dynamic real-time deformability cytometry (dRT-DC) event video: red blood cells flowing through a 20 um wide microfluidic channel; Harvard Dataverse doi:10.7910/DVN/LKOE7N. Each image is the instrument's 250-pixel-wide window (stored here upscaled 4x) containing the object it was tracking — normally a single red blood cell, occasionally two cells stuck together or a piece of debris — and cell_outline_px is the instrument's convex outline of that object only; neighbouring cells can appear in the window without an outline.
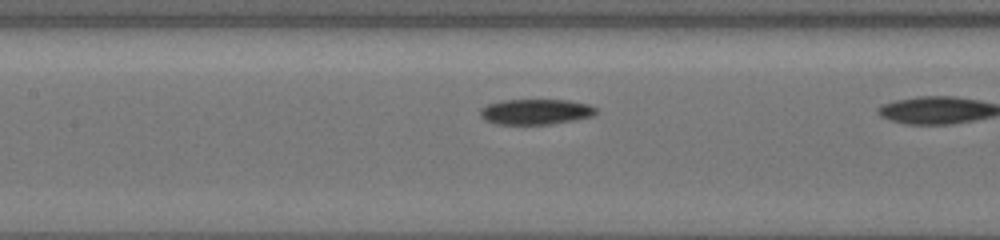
{"species": "common noctule bat (a hibernating species)", "species_latin": "Nyctalus noctula", "temperature_condition": "cold", "stored_images_in_passage": 17, "camera_frame_rate_fps": 3000, "um_per_image_px": 0.085, "animal": {"sex": "female", "body_mass_g": 19.5, "forearm_length_mm": 54.1}, "frame": {"image": 1, "passage_image": 13, "time_ms": 3.667, "image_size_px": [1000, 240], "cell_outline_px": [[596, 112], [592, 116], [576, 120], [552, 124], [500, 124], [484, 120], [480, 116], [480, 108], [488, 104], [504, 100], [568, 100], [588, 104], [596, 108]], "centroid_in_image_um": [45.53, 9.5], "position_along_channel_um": 161.9, "area_um2": 17.17}}